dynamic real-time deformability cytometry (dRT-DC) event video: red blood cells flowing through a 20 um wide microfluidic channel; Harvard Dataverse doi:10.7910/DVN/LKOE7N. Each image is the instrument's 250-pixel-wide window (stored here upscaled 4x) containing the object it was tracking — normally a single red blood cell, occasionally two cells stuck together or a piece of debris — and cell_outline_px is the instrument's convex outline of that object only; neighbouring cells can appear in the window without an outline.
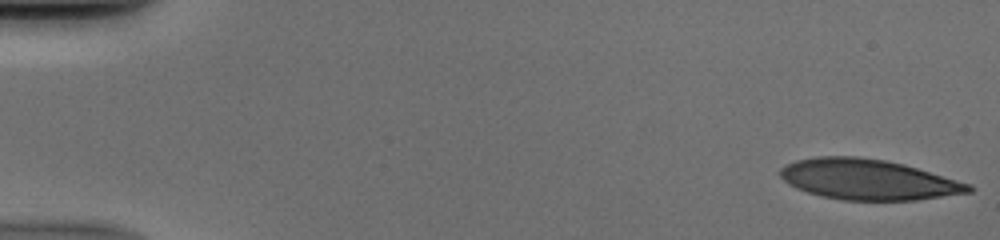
{"species": "human", "species_latin": "Homo sapiens", "temperature_condition": "cold", "stored_images_in_passage": 13, "camera_frame_rate_fps": 3000, "um_per_image_px": 0.085, "donor": {"sex": "male"}, "frame": {"image": 1, "passage_image": 1, "time_ms": 0.0, "image_size_px": [1000, 240], "cell_outline_px": [[972, 192], [916, 200], [844, 200], [820, 196], [796, 188], [788, 184], [780, 176], [780, 168], [796, 160], [816, 156], [856, 156], [884, 160], [904, 164], [972, 184]], "centroid_in_image_um": [73.78, 15.25], "position_along_channel_um": 11.2, "area_um2": 44.39}}